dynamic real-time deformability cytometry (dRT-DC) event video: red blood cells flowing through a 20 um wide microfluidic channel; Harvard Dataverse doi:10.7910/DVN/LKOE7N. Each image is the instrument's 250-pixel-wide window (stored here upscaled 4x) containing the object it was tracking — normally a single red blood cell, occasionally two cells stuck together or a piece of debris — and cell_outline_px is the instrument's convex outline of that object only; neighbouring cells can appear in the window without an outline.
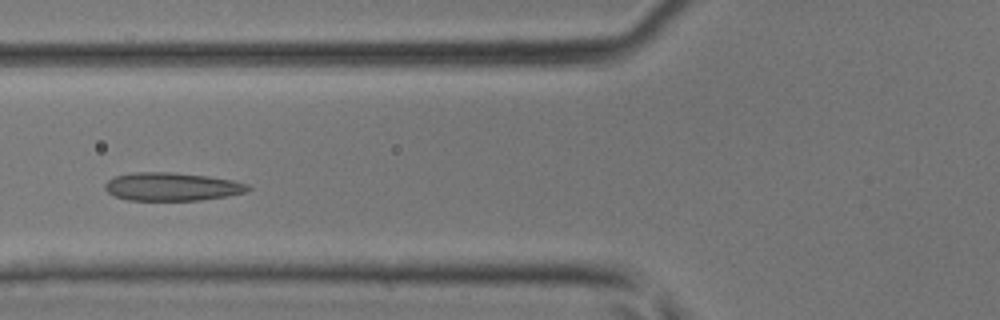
{"species": "common noctule bat (a hibernating species)", "species_latin": "Nyctalus noctula", "temperature_condition": "room temperature", "stored_images_in_passage": 31, "camera_frame_rate_fps": 3000, "um_per_image_px": 0.085, "animal": {"sex": "male", "body_mass_g": 17.9, "forearm_length_mm": 54.2}, "frame": {"image": 1, "passage_image": 4, "time_ms": 1.0, "image_size_px": [1000, 320], "cell_outline_px": [[252, 188], [244, 192], [228, 196], [200, 200], [128, 200], [112, 196], [104, 188], [104, 184], [108, 180], [116, 176], [132, 172], [168, 172], [208, 176], [232, 180], [248, 184]], "centroid_in_image_um": [14.59, 15.87], "position_along_channel_um": 111.2, "area_um2": 23.52}}
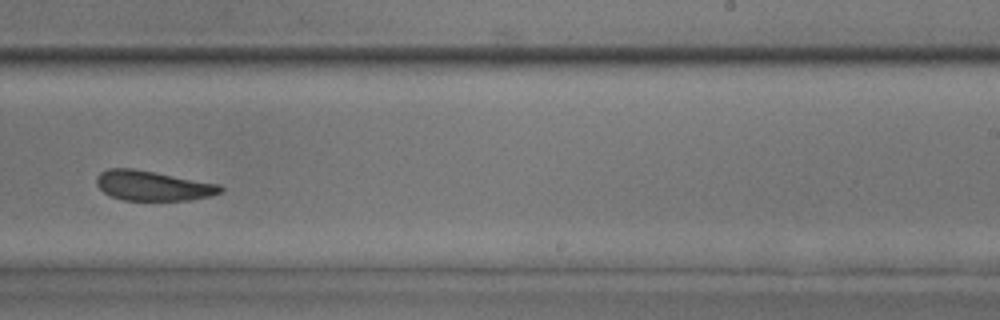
{"frame": {"image": 2, "passage_image": 15, "time_ms": 4.667, "image_size_px": [1000, 320], "cell_outline_px": [[224, 192], [212, 196], [192, 200], [124, 200], [112, 196], [104, 192], [96, 184], [96, 176], [100, 172], [108, 168], [132, 168], [220, 184], [224, 188]], "centroid_in_image_um": [13.02, 15.79], "position_along_channel_um": 276.0, "area_um2": 21.68}}
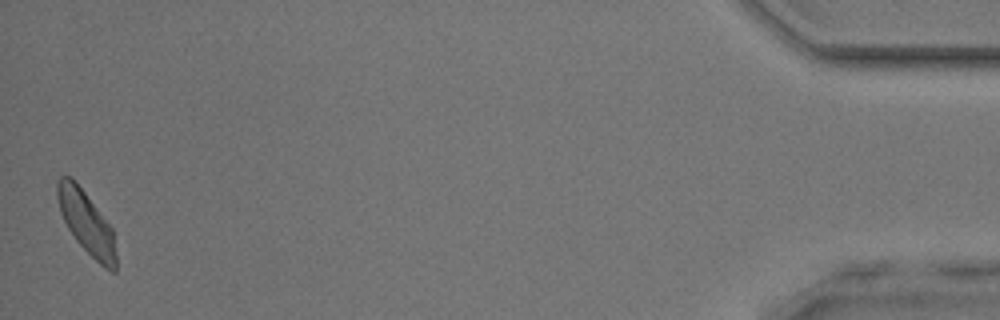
{"frame": {"image": 3, "passage_image": 31, "time_ms": 10.0, "image_size_px": [1000, 320], "cell_outline_px": [[116, 272], [112, 272], [104, 268], [76, 240], [68, 228], [60, 212], [56, 196], [56, 184], [60, 176], [72, 176], [112, 228], [116, 256]], "centroid_in_image_um": [7.33, 18.91], "position_along_channel_um": 427.9, "area_um2": 21.15}}